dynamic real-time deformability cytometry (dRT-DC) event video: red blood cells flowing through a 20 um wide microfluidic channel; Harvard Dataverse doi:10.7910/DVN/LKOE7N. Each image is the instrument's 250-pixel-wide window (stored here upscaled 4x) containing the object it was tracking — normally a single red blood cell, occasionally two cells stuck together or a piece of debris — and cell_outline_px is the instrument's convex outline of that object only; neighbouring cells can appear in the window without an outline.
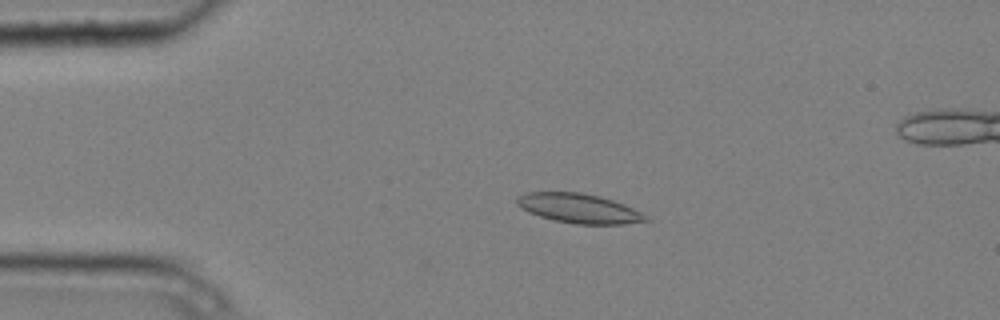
{"species": "common noctule bat (a hibernating species)", "species_latin": "Nyctalus noctula", "temperature_condition": "cold", "stored_images_in_passage": 6, "camera_frame_rate_fps": 3000, "um_per_image_px": 0.085, "animal": {"sex": "male", "body_mass_g": 20.4}, "frame": {"image": 1, "passage_image": 4, "time_ms": 1.0, "image_size_px": [1000, 320], "cell_outline_px": [[652, 220], [624, 224], [576, 224], [556, 220], [540, 216], [528, 212], [520, 208], [516, 204], [516, 200], [524, 192], [580, 192], [600, 196], [624, 204], [648, 216]], "centroid_in_image_um": [49.21, 17.71], "position_along_channel_um": 35.8, "area_um2": 22.08}}